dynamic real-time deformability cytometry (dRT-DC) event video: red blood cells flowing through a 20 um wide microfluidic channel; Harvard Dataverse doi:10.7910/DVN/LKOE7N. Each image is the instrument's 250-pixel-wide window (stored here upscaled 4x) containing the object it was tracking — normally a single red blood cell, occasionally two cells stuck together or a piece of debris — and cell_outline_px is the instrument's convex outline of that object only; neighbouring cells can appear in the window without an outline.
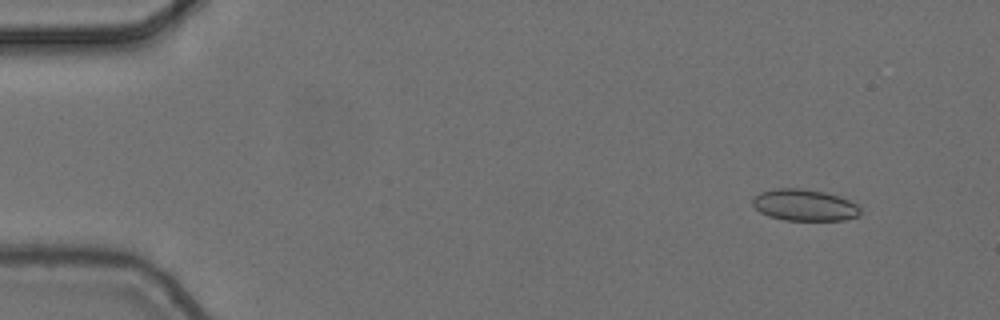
{"species": "common noctule bat (a hibernating species)", "species_latin": "Nyctalus noctula", "temperature_condition": "cold", "stored_images_in_passage": 5, "camera_frame_rate_fps": 3000, "um_per_image_px": 0.085, "animal": {"sex": "female", "body_mass_g": 24.6, "forearm_length_mm": 56.2}, "frame": {"image": 1, "passage_image": 2, "time_ms": 0.333, "image_size_px": [1000, 320], "cell_outline_px": [[860, 212], [856, 216], [844, 220], [784, 220], [768, 216], [760, 212], [752, 204], [752, 196], [760, 192], [776, 188], [800, 188], [824, 192], [840, 196], [856, 204], [860, 208]], "centroid_in_image_um": [68.33, 17.42], "position_along_channel_um": 16.7, "area_um2": 19.83}}
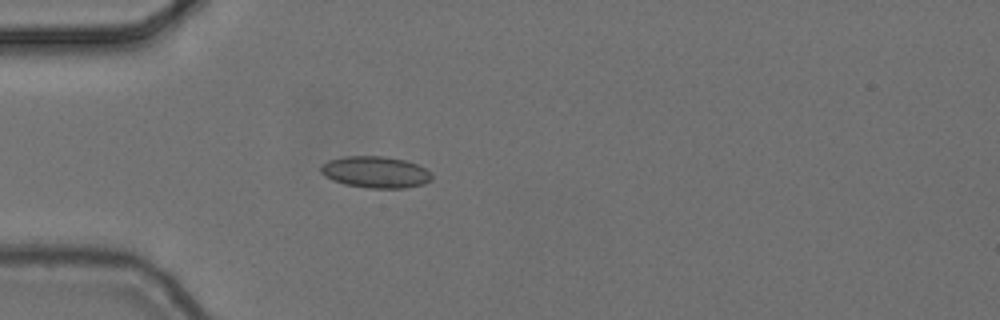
{"frame": {"image": 2, "passage_image": 5, "time_ms": 1.333, "image_size_px": [1000, 320], "cell_outline_px": [[432, 180], [424, 184], [404, 188], [368, 188], [344, 184], [332, 180], [324, 176], [320, 172], [320, 164], [328, 160], [344, 156], [384, 156], [404, 160], [416, 164], [432, 172]], "centroid_in_image_um": [31.89, 14.63], "position_along_channel_um": 53.1, "area_um2": 20.63}}